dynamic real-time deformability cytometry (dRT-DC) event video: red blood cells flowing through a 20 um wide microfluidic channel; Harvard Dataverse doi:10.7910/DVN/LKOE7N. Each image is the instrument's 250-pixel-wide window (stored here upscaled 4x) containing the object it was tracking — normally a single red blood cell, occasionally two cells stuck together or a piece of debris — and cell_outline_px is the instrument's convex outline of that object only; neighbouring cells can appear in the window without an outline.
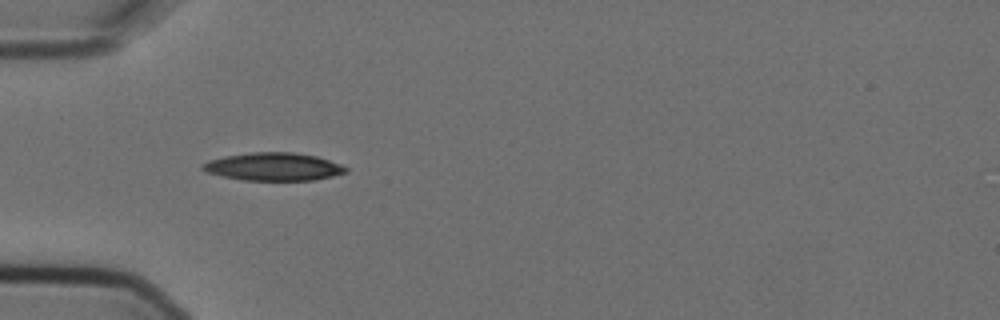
{"species": "Egyptian fruit bat (a non-hibernating species)", "species_latin": "Rousettus aegyptiacus", "temperature_condition": "cold", "stored_images_in_passage": 2, "camera_frame_rate_fps": 3000, "um_per_image_px": 0.085, "animal": {"sex": "female"}, "frame": {"image": 1, "passage_image": 2, "time_ms": 0.333, "image_size_px": [1000, 320], "cell_outline_px": [[348, 172], [332, 176], [312, 180], [244, 180], [224, 176], [208, 172], [200, 168], [200, 164], [208, 160], [224, 156], [252, 152], [296, 152], [316, 156], [340, 164], [348, 168]], "centroid_in_image_um": [23.24, 14.16], "position_along_channel_um": 61.8, "area_um2": 23.24}}